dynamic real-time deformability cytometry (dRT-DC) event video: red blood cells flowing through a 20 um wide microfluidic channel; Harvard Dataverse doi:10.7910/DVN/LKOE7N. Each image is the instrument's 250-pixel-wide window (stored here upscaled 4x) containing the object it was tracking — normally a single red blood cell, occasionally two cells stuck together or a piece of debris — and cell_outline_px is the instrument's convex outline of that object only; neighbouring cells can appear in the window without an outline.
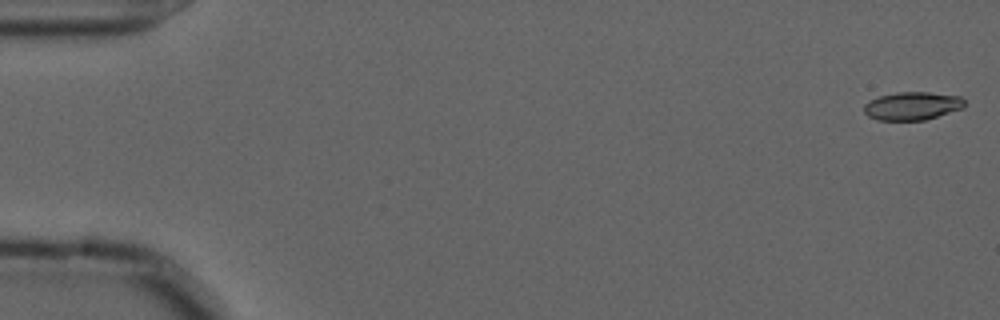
{"species": "common noctule bat (a hibernating species)", "species_latin": "Nyctalus noctula", "temperature_condition": "cold", "stored_images_in_passage": 56, "camera_frame_rate_fps": 3000, "um_per_image_px": 0.085, "animal": {"sex": "male", "forearm_length_mm": 52.5}, "frame": {"image": 1, "passage_image": 1, "time_ms": 0.0, "image_size_px": [1000, 320], "cell_outline_px": [[964, 108], [924, 120], [876, 120], [868, 116], [864, 112], [864, 104], [868, 100], [880, 96], [896, 92], [928, 92], [960, 96], [964, 100]], "centroid_in_image_um": [77.52, 9.0], "position_along_channel_um": 7.5, "area_um2": 16.53}}
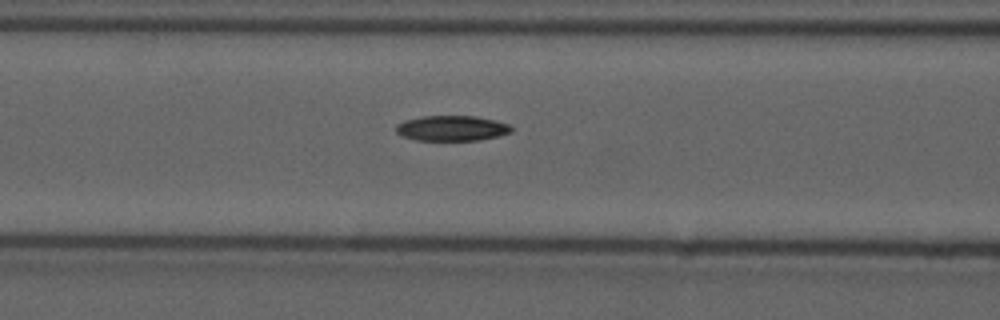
{"frame": {"image": 2, "passage_image": 23, "time_ms": 7.333, "image_size_px": [1000, 320], "cell_outline_px": [[512, 132], [480, 140], [416, 140], [404, 136], [396, 132], [396, 124], [404, 120], [420, 116], [476, 116], [496, 120], [508, 124], [512, 128]], "centroid_in_image_um": [38.39, 10.89], "position_along_channel_um": 128.2, "area_um2": 16.99}}
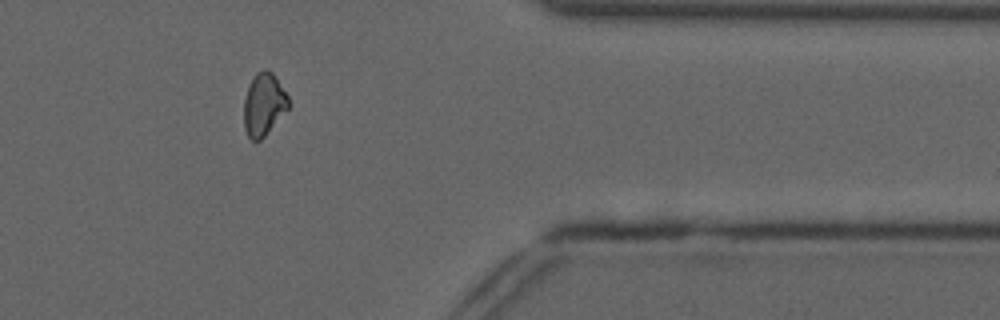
{"frame": {"image": 3, "passage_image": 46, "time_ms": 15.0, "image_size_px": [1000, 320], "cell_outline_px": [[288, 108], [264, 136], [260, 140], [252, 140], [248, 136], [244, 128], [244, 100], [248, 88], [256, 72], [264, 68], [268, 68], [272, 72], [288, 96]], "centroid_in_image_um": [22.4, 8.85], "position_along_channel_um": 389.0, "area_um2": 15.95}, "authors_computed_cell_mechanics": {"area_um2": 16.9643, "velocity_mm_per_s": 3.6612, "shape_relaxation_time_tau1_ms": 9.2544, "shape_relaxation_time_tau2_ms": null, "deformation_change_tau1": 0.1966, "deformation_change_tau2": null}}